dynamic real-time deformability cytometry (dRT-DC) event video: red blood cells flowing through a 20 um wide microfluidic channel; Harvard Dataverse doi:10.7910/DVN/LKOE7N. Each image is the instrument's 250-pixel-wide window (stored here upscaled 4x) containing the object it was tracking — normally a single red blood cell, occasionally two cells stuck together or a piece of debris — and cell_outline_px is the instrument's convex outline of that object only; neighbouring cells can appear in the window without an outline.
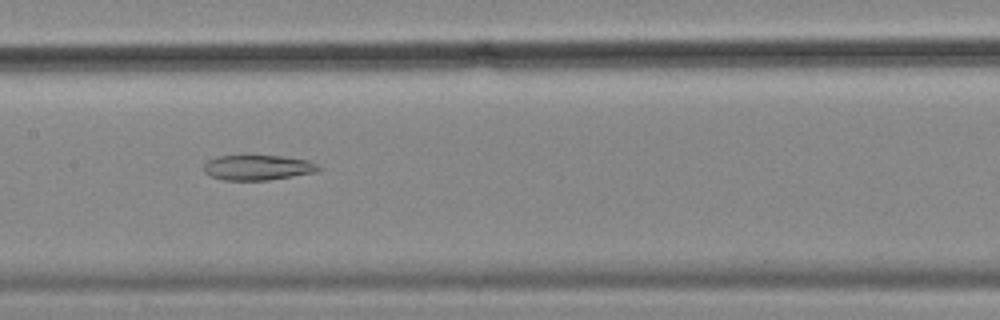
{"species": "common noctule bat (a hibernating species)", "species_latin": "Nyctalus noctula", "temperature_condition": "cold", "stored_images_in_passage": 47, "camera_frame_rate_fps": 3000, "um_per_image_px": 0.085, "animal": {"sex": "female", "body_mass_g": 18.4}, "frame": {"image": 1, "passage_image": 19, "time_ms": 6.0, "image_size_px": [1000, 320], "cell_outline_px": [[320, 168], [316, 172], [268, 180], [224, 180], [212, 176], [204, 172], [204, 164], [208, 160], [220, 156], [244, 152], [280, 156], [308, 160], [316, 164]], "centroid_in_image_um": [21.86, 14.19], "position_along_channel_um": 185.5, "area_um2": 17.4}}
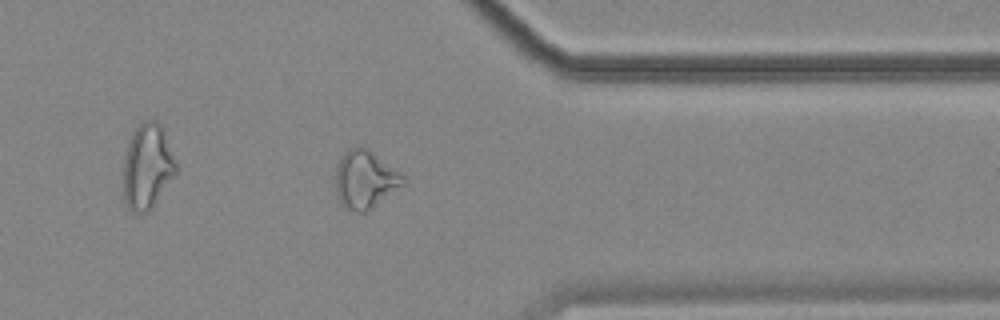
{"frame": {"image": 2, "passage_image": 36, "time_ms": 11.667, "image_size_px": [1000, 320], "cell_outline_px": [[408, 180], [404, 184], [364, 212], [356, 212], [344, 208], [336, 196], [336, 164], [344, 152], [348, 148], [368, 148], [396, 168]], "centroid_in_image_um": [31.02, 15.24], "position_along_channel_um": 380.4, "area_um2": 22.72}}
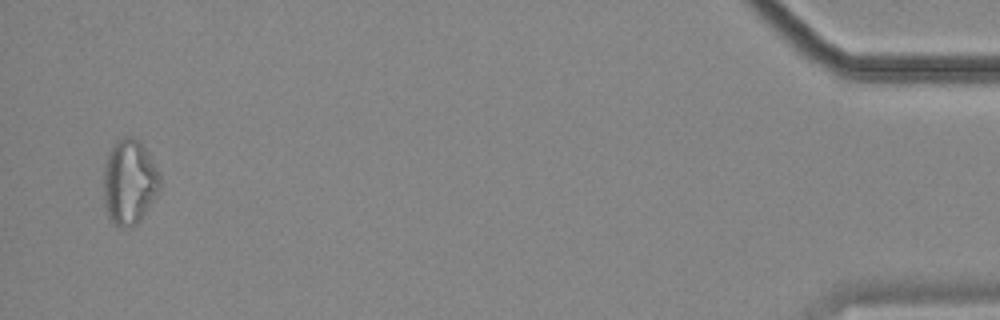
{"frame": {"image": 3, "passage_image": 46, "time_ms": 15.0, "image_size_px": [1000, 320], "cell_outline_px": [[160, 188], [140, 220], [136, 224], [120, 228], [108, 216], [104, 204], [104, 168], [108, 152], [116, 140], [124, 136], [132, 136], [144, 148], [160, 176]], "centroid_in_image_um": [10.96, 15.47], "position_along_channel_um": 424.2, "area_um2": 27.4}}